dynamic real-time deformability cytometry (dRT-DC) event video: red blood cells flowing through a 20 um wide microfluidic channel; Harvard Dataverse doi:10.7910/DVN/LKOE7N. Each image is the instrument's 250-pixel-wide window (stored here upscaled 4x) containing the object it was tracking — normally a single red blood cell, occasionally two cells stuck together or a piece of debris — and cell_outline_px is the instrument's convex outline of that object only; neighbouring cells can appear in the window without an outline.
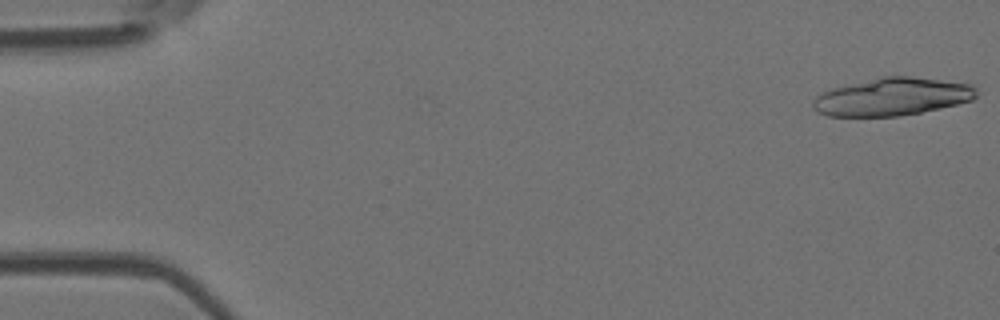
{"species": "Egyptian fruit bat (a non-hibernating species)", "species_latin": "Rousettus aegyptiacus", "temperature_condition": "room temperature", "stored_images_in_passage": 4, "camera_frame_rate_fps": 3000, "um_per_image_px": 0.085, "animal": {"sex": "female"}, "frame": {"image": 1, "passage_image": 1, "time_ms": 0.0, "image_size_px": [1000, 320], "cell_outline_px": [[976, 96], [972, 100], [940, 108], [900, 116], [828, 116], [816, 112], [812, 108], [812, 104], [816, 96], [820, 92], [832, 88], [884, 76], [912, 76], [972, 84], [976, 88]], "centroid_in_image_um": [75.81, 8.22], "position_along_channel_um": 9.2, "area_um2": 35.89}}